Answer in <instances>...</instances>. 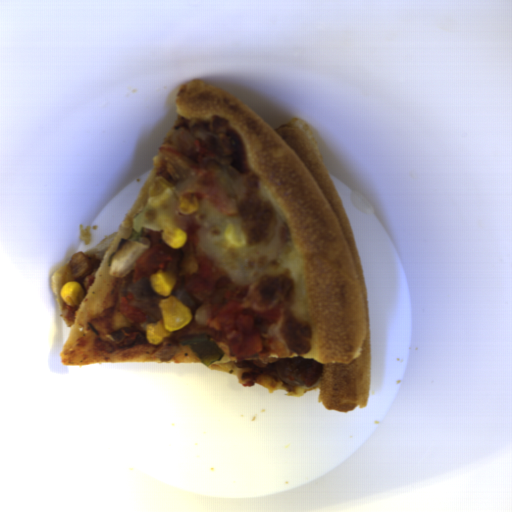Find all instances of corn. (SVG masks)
<instances>
[{
  "mask_svg": "<svg viewBox=\"0 0 512 512\" xmlns=\"http://www.w3.org/2000/svg\"><path fill=\"white\" fill-rule=\"evenodd\" d=\"M149 283L155 293L164 297L160 300L162 318L157 323H149L145 328L147 343L158 345L174 331L192 320L188 307L172 295L176 277L172 273L159 272L151 274Z\"/></svg>",
  "mask_w": 512,
  "mask_h": 512,
  "instance_id": "corn-1",
  "label": "corn"
},
{
  "mask_svg": "<svg viewBox=\"0 0 512 512\" xmlns=\"http://www.w3.org/2000/svg\"><path fill=\"white\" fill-rule=\"evenodd\" d=\"M60 298L66 306H78L85 299V291L82 284L77 281L65 283L60 287Z\"/></svg>",
  "mask_w": 512,
  "mask_h": 512,
  "instance_id": "corn-2",
  "label": "corn"
},
{
  "mask_svg": "<svg viewBox=\"0 0 512 512\" xmlns=\"http://www.w3.org/2000/svg\"><path fill=\"white\" fill-rule=\"evenodd\" d=\"M187 238V231L176 227H168L161 235V239L165 244L173 249H179Z\"/></svg>",
  "mask_w": 512,
  "mask_h": 512,
  "instance_id": "corn-3",
  "label": "corn"
}]
</instances>
